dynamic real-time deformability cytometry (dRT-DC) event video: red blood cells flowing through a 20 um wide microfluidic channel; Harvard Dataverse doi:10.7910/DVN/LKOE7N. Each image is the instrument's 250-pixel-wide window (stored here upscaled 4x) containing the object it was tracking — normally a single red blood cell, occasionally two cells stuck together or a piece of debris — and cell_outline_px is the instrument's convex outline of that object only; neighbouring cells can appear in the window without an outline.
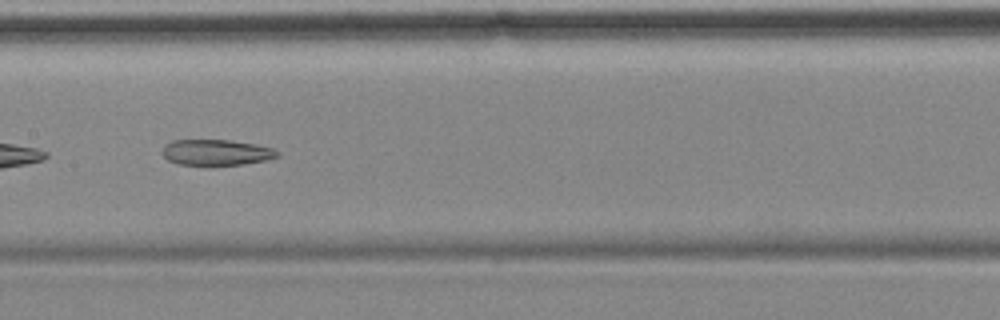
{"species": "common noctule bat (a hibernating species)", "species_latin": "Nyctalus noctula", "temperature_condition": "cold", "stored_images_in_passage": 10, "camera_frame_rate_fps": 3000, "um_per_image_px": 0.085, "animal": {"sex": "female", "body_mass_g": 18.4}, "frame": {"image": 1, "passage_image": 5, "time_ms": 4.667, "image_size_px": [1000, 320], "cell_outline_px": [[280, 156], [268, 160], [244, 164], [180, 164], [168, 160], [160, 152], [164, 144], [172, 140], [228, 140], [256, 144], [272, 148], [280, 152]], "centroid_in_image_um": [18.39, 12.94], "position_along_channel_um": 189.0, "area_um2": 17.28}}
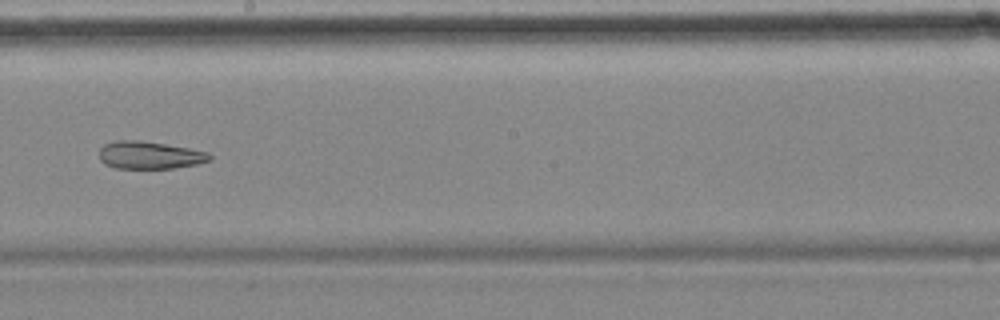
{"frame": {"image": 2, "passage_image": 6, "time_ms": 6.0, "image_size_px": [1000, 320], "cell_outline_px": [[212, 160], [196, 164], [172, 168], [116, 168], [104, 164], [100, 160], [100, 148], [104, 144], [116, 140], [140, 140], [188, 148], [208, 152], [212, 156]], "centroid_in_image_um": [12.71, 13.18], "position_along_channel_um": 235.5, "area_um2": 17.69}, "authors_computed_cell_mechanics": {"area_um2": 19.7098, "velocity_mm_per_s": 3.5143, "shape_relaxation_time_tau1_ms": null, "shape_relaxation_time_tau2_ms": 10.727, "deformation_change_tau1": null, "deformation_change_tau2": 0.212}}